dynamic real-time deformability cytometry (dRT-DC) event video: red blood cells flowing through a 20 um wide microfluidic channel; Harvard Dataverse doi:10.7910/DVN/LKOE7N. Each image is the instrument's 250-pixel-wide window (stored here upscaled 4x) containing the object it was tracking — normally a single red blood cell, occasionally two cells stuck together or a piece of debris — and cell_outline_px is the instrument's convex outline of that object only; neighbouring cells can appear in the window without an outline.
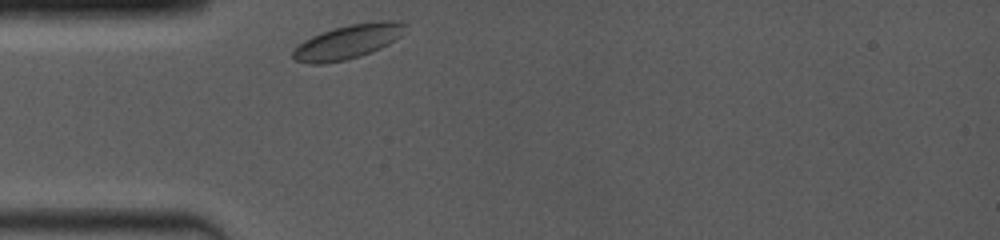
{"species": "common noctule bat (a hibernating species)", "species_latin": "Nyctalus noctula", "temperature_condition": "room temperature", "stored_images_in_passage": 40, "camera_frame_rate_fps": 4000, "um_per_image_px": 0.085, "animal": {"sex": "female", "body_mass_g": 19.0, "forearm_length_mm": 53.3}, "frame": {"image": 1, "passage_image": 1, "time_ms": 0.0, "image_size_px": [1000, 240], "cell_outline_px": [[408, 24], [404, 32], [396, 40], [380, 48], [360, 56], [344, 60], [324, 64], [308, 64], [296, 60], [292, 56], [292, 52], [304, 40], [312, 36], [348, 24], [376, 20], [400, 20]], "centroid_in_image_um": [29.63, 3.53], "position_along_channel_um": 55.4, "area_um2": 22.43}}
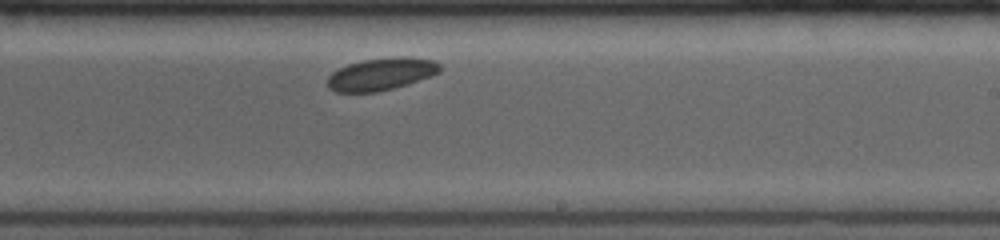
{"frame": {"image": 2, "passage_image": 23, "time_ms": 5.5, "image_size_px": [1000, 240], "cell_outline_px": [[440, 72], [432, 76], [408, 84], [376, 92], [336, 92], [328, 88], [328, 76], [332, 72], [348, 64], [364, 60], [400, 56], [408, 56], [432, 60], [440, 64]], "centroid_in_image_um": [32.42, 6.29], "position_along_channel_um": 256.6, "area_um2": 21.15}}
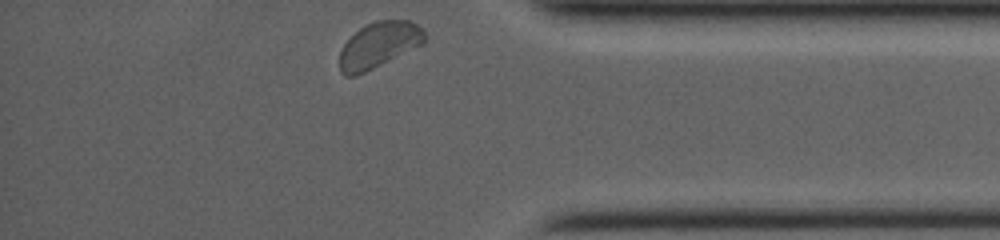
{"frame": {"image": 3, "passage_image": 40, "time_ms": 9.5, "image_size_px": [1000, 240], "cell_outline_px": [[428, 36], [424, 44], [356, 76], [344, 76], [340, 72], [340, 52], [344, 44], [360, 28], [376, 20], [408, 20], [416, 24]], "centroid_in_image_um": [32.22, 3.83], "position_along_channel_um": 403.0, "area_um2": 22.54}, "authors_computed_cell_mechanics": {"area_um2": 21.5016, "velocity_mm_per_s": 3.7774, "shape_relaxation_time_tau1_ms": 3.3009, "shape_relaxation_time_tau2_ms": null, "deformation_change_tau1": 0.0724, "deformation_change_tau2": null}}